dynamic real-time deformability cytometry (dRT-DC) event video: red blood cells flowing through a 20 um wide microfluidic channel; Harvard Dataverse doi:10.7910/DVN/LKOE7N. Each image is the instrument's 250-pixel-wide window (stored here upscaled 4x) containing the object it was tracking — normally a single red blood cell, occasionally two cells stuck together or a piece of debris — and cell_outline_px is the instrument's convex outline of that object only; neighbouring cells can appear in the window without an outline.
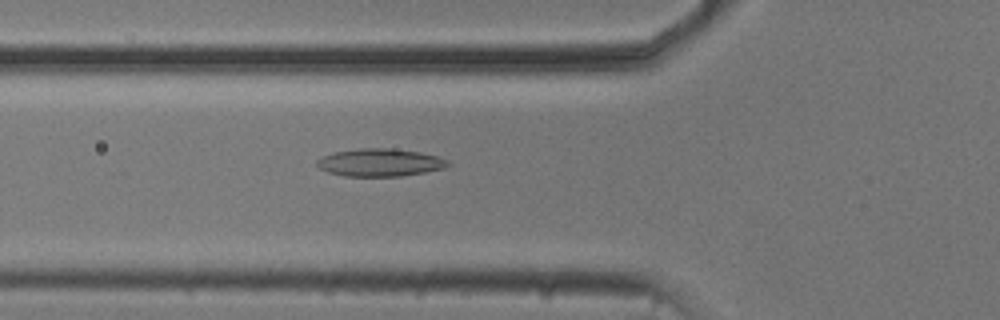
{"species": "common noctule bat (a hibernating species)", "species_latin": "Nyctalus noctula", "temperature_condition": "cold", "stored_images_in_passage": 43, "camera_frame_rate_fps": 3000, "um_per_image_px": 0.085, "animal": {"sex": "male", "body_mass_g": 20.5, "forearm_length_mm": 52.5}, "frame": {"image": 1, "passage_image": 9, "time_ms": 2.667, "image_size_px": [1000, 320], "cell_outline_px": [[452, 164], [444, 168], [424, 172], [400, 176], [344, 176], [328, 172], [320, 168], [316, 164], [316, 160], [324, 156], [336, 152], [360, 148], [392, 148], [420, 152], [436, 156], [448, 160]], "centroid_in_image_um": [32.31, 13.81], "position_along_channel_um": 93.5, "area_um2": 21.04}}
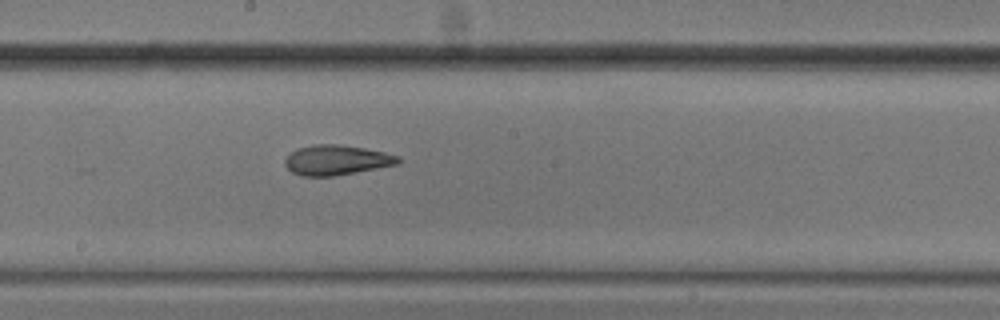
{"frame": {"image": 2, "passage_image": 19, "time_ms": 6.0, "image_size_px": [1000, 320], "cell_outline_px": [[400, 164], [332, 176], [300, 176], [292, 172], [284, 164], [284, 160], [296, 148], [316, 144], [336, 144], [364, 148], [384, 152], [400, 156]], "centroid_in_image_um": [28.6, 13.6], "position_along_channel_um": 219.6, "area_um2": 19.71}}
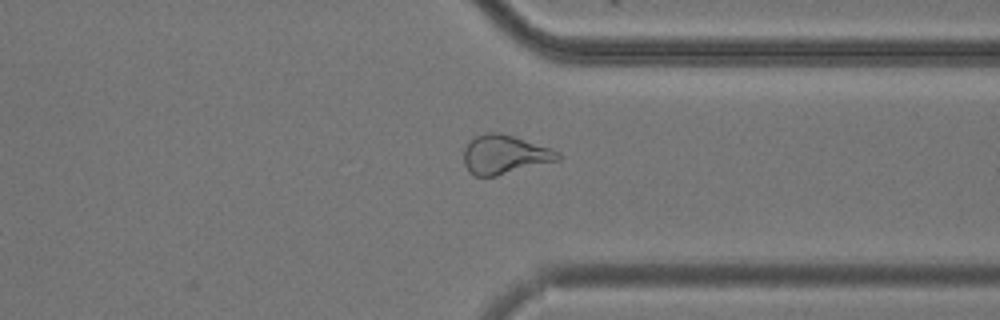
{"frame": {"image": 3, "passage_image": 31, "time_ms": 10.0, "image_size_px": [1000, 320], "cell_outline_px": [[560, 160], [496, 176], [476, 176], [468, 172], [464, 164], [464, 148], [476, 136], [488, 132], [500, 132], [552, 148], [560, 156]], "centroid_in_image_um": [42.88, 13.14], "position_along_channel_um": 368.5, "area_um2": 21.27}, "authors_computed_cell_mechanics": {"area_um2": 20.4034, "velocity_mm_per_s": 3.7472, "shape_relaxation_time_tau1_ms": null, "shape_relaxation_time_tau2_ms": 3.0534, "deformation_change_tau1": null, "deformation_change_tau2": 0.1101}}